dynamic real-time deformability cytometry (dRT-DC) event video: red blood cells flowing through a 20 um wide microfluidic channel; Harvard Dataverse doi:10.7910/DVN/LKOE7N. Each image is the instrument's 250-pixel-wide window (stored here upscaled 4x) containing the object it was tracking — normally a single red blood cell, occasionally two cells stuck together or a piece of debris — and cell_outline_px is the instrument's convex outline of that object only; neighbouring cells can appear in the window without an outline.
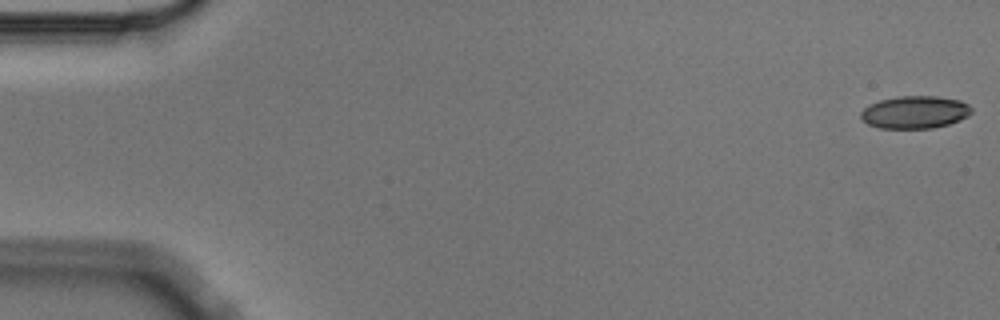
{"species": "Egyptian fruit bat (a non-hibernating species)", "species_latin": "Rousettus aegyptiacus", "temperature_condition": "cold", "stored_images_in_passage": 6, "segment_of_instrument_passage": [1, 2], "camera_frame_rate_fps": 3000, "um_per_image_px": 0.085, "animal": {"sex": "male"}, "frame": {"image": 1, "passage_image": 1, "time_ms": 0.0, "image_size_px": [1000, 320], "cell_outline_px": [[972, 112], [968, 116], [960, 120], [948, 124], [932, 128], [880, 128], [868, 124], [860, 116], [860, 112], [864, 108], [880, 100], [896, 96], [936, 96], [960, 100], [968, 104], [972, 108]], "centroid_in_image_um": [77.79, 9.53], "position_along_channel_um": 7.2, "area_um2": 20.98}}